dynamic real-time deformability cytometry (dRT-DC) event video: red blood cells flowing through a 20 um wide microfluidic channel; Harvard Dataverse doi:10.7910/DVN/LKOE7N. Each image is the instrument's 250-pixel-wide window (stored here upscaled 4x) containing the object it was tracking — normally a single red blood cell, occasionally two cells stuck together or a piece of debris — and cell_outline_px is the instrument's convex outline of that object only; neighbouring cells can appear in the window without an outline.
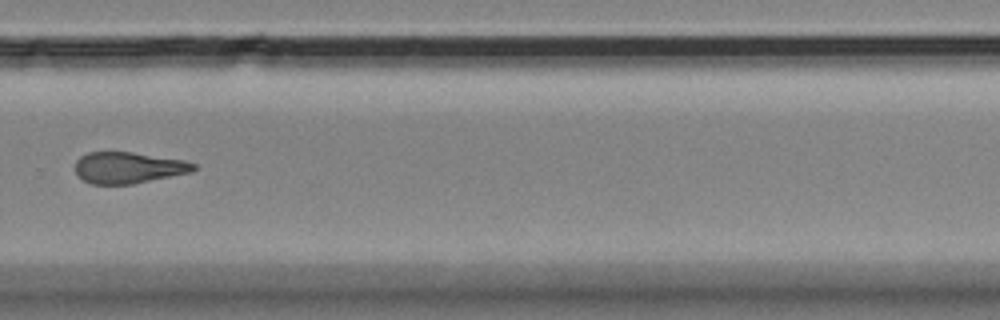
{"species": "Egyptian fruit bat (a non-hibernating species)", "species_latin": "Rousettus aegyptiacus", "temperature_condition": "room temperature", "stored_images_in_passage": 10, "camera_frame_rate_fps": 3000, "um_per_image_px": 0.085, "animal": {"sex": "female"}, "frame": {"image": 1, "passage_image": 10, "time_ms": 11.0, "image_size_px": [1000, 320], "cell_outline_px": [[196, 168], [192, 172], [132, 184], [92, 184], [84, 180], [76, 172], [76, 160], [80, 156], [88, 152], [132, 152], [184, 160], [196, 164]], "centroid_in_image_um": [10.92, 14.25], "position_along_channel_um": 318.9, "area_um2": 21.5}}